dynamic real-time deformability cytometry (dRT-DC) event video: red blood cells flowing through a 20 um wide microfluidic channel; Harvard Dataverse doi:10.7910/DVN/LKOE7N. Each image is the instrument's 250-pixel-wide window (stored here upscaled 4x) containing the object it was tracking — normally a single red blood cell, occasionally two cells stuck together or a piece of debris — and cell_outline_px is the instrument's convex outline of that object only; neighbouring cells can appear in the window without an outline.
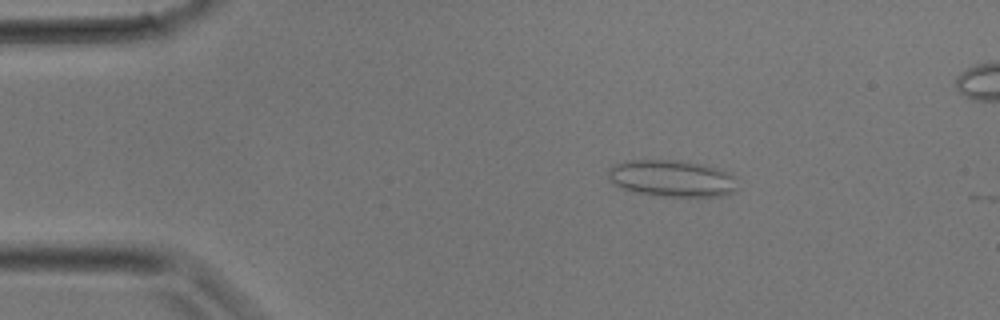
{"species": "common noctule bat (a hibernating species)", "species_latin": "Nyctalus noctula", "temperature_condition": "room temperature", "stored_images_in_passage": 5, "camera_frame_rate_fps": 3000, "um_per_image_px": 0.085, "animal": {"sex": "male", "body_mass_g": 17.9}, "frame": {"image": 1, "passage_image": 3, "time_ms": 0.667, "image_size_px": [1000, 320], "cell_outline_px": [[740, 188], [736, 192], [720, 196], [660, 196], [636, 192], [612, 184], [608, 176], [608, 168], [616, 164], [628, 160], [680, 160], [704, 164], [728, 172], [732, 176]], "centroid_in_image_um": [57.13, 15.16], "position_along_channel_um": 27.9, "area_um2": 27.8}}